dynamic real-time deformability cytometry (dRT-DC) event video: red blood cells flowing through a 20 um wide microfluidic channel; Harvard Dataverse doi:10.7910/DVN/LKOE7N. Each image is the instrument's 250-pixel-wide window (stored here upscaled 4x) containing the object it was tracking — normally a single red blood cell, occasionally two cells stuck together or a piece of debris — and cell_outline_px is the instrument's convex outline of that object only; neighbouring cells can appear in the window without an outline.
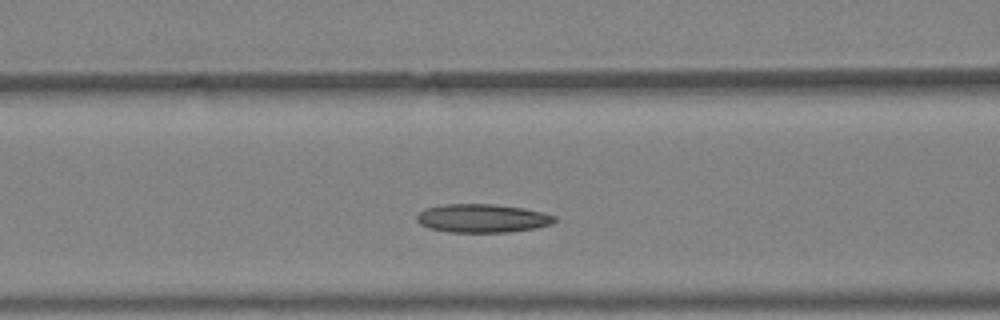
{"species": "Egyptian fruit bat (a non-hibernating species)", "species_latin": "Rousettus aegyptiacus", "temperature_condition": "warm", "stored_images_in_passage": 33, "camera_frame_rate_fps": 3000, "um_per_image_px": 0.085, "animal": {"sex": "female"}, "frame": {"image": 1, "passage_image": 14, "time_ms": 4.333, "image_size_px": [1000, 320], "cell_outline_px": [[556, 220], [552, 224], [536, 228], [508, 232], [448, 232], [428, 228], [420, 224], [416, 220], [416, 216], [424, 208], [444, 204], [492, 204], [524, 208], [544, 212], [556, 216]], "centroid_in_image_um": [41.0, 18.55], "position_along_channel_um": 125.6, "area_um2": 23.06}}
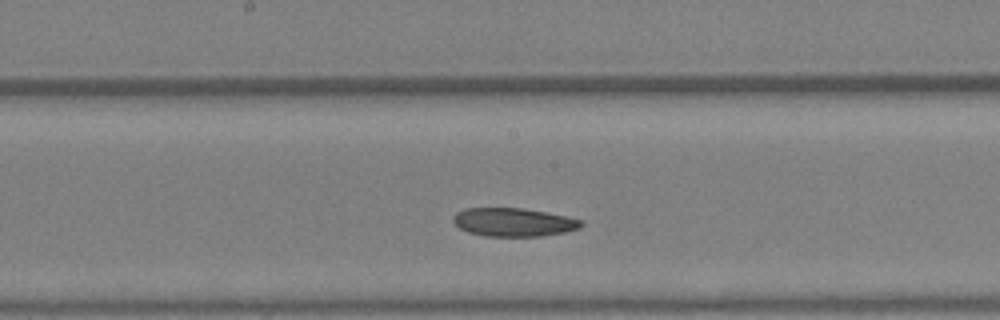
{"frame": {"image": 2, "passage_image": 19, "time_ms": 6.0, "image_size_px": [1000, 320], "cell_outline_px": [[584, 224], [580, 228], [564, 232], [540, 236], [484, 236], [468, 232], [460, 228], [452, 220], [452, 216], [456, 212], [464, 208], [524, 208], [568, 216], [584, 220]], "centroid_in_image_um": [43.66, 18.88], "position_along_channel_um": 204.5, "area_um2": 21.39}}
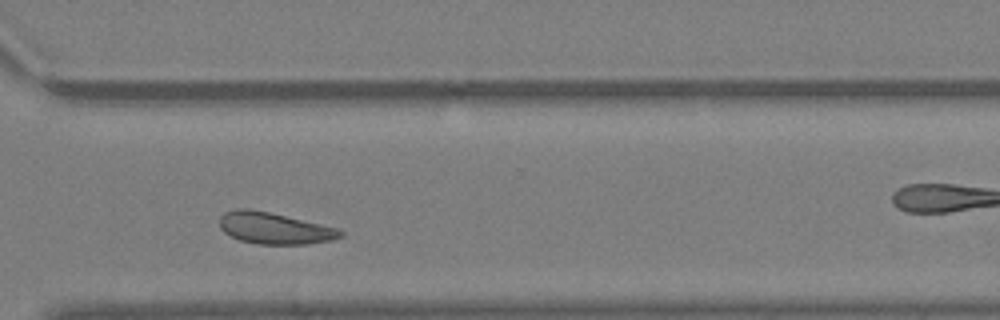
{"frame": {"image": 3, "passage_image": 28, "time_ms": 9.0, "image_size_px": [1000, 320], "cell_outline_px": [[344, 236], [332, 240], [308, 244], [256, 244], [240, 240], [224, 232], [220, 228], [220, 216], [224, 212], [236, 208], [248, 208], [268, 212], [320, 224], [336, 228], [344, 232]], "centroid_in_image_um": [23.3, 19.4], "position_along_channel_um": 347.3, "area_um2": 22.08}, "authors_computed_cell_mechanics": {"area_um2": 22.3108, "velocity_mm_per_s": 4.7511, "shape_relaxation_time_tau1_ms": 5.9214, "shape_relaxation_time_tau2_ms": null, "deformation_change_tau1": 0.1197, "deformation_change_tau2": null}}